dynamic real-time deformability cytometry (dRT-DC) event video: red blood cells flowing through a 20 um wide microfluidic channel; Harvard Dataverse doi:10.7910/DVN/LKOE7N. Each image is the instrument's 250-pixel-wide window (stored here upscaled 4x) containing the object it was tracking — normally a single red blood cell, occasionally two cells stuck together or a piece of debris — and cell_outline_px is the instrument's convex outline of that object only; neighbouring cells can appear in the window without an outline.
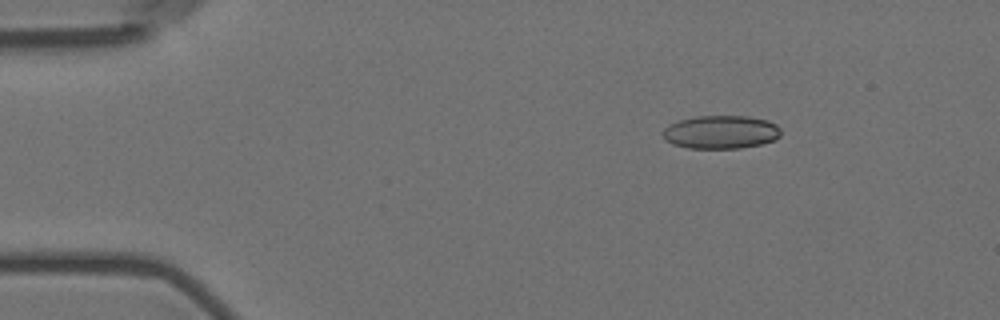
{"species": "Egyptian fruit bat (a non-hibernating species)", "species_latin": "Rousettus aegyptiacus", "temperature_condition": "room temperature", "stored_images_in_passage": 6, "camera_frame_rate_fps": 3000, "um_per_image_px": 0.085, "animal": {"sex": "female"}, "frame": {"image": 1, "passage_image": 1, "time_ms": 0.0, "image_size_px": [1000, 320], "cell_outline_px": [[780, 136], [772, 140], [760, 144], [740, 148], [688, 148], [672, 144], [664, 140], [660, 132], [664, 128], [680, 120], [696, 116], [748, 116], [768, 120], [776, 124], [780, 128]], "centroid_in_image_um": [61.24, 11.22], "position_along_channel_um": 23.8, "area_um2": 22.95}}
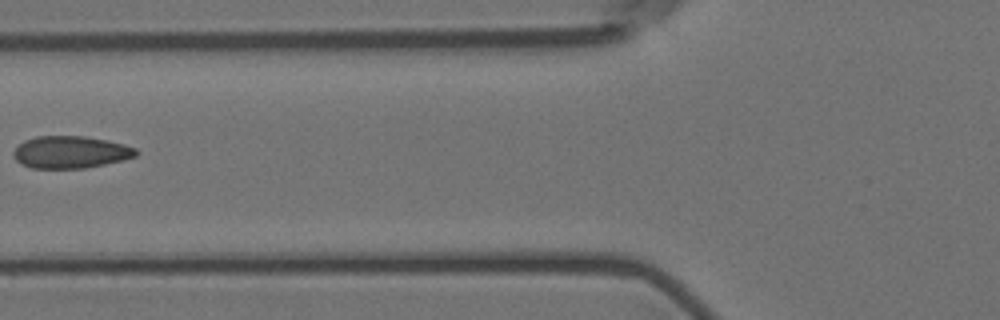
{"frame": {"image": 2, "passage_image": 5, "time_ms": 1.333, "image_size_px": [1000, 320], "cell_outline_px": [[140, 152], [136, 156], [104, 164], [84, 168], [32, 168], [20, 164], [12, 156], [12, 152], [24, 140], [36, 136], [84, 136], [124, 144], [136, 148]], "centroid_in_image_um": [5.97, 12.93], "position_along_channel_um": 119.8, "area_um2": 22.95}}
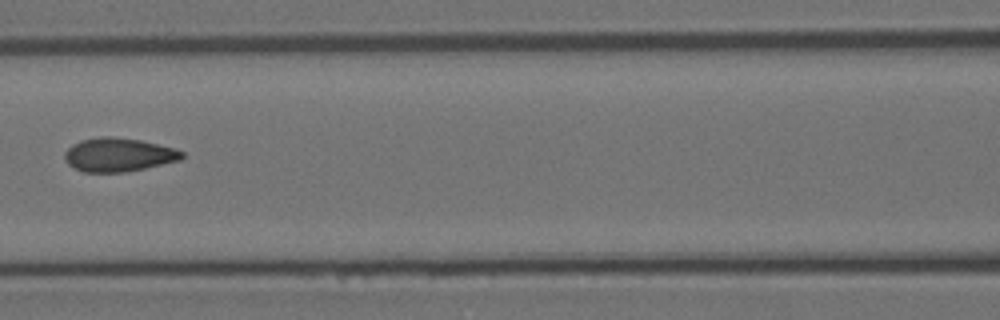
{"frame": {"image": 3, "passage_image": 6, "time_ms": 1.667, "image_size_px": [1000, 320], "cell_outline_px": [[184, 156], [180, 160], [144, 168], [124, 172], [84, 172], [72, 168], [64, 160], [64, 152], [72, 144], [80, 140], [104, 136], [112, 136], [140, 140], [176, 148], [184, 152]], "centroid_in_image_um": [10.04, 13.15], "position_along_channel_um": 156.6, "area_um2": 23.12}}